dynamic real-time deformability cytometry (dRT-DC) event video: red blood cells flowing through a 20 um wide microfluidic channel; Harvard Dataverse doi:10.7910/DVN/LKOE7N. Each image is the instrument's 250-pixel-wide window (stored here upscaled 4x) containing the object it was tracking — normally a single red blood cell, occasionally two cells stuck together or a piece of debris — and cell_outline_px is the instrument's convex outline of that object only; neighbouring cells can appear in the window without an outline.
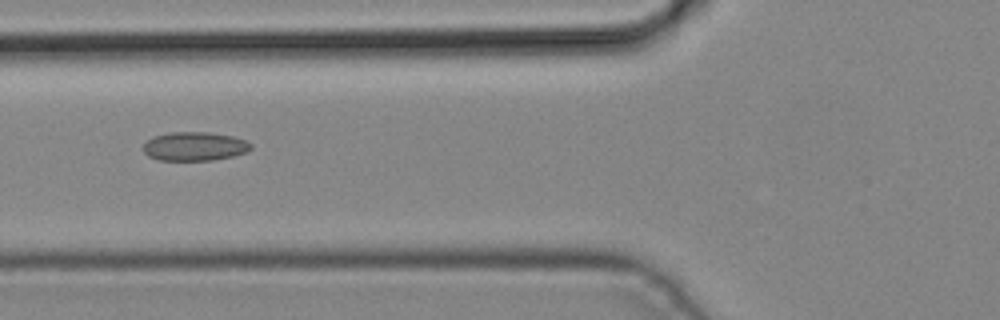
{"species": "common noctule bat (a hibernating species)", "species_latin": "Nyctalus noctula", "temperature_condition": "cold", "stored_images_in_passage": 4, "camera_frame_rate_fps": 3000, "um_per_image_px": 0.085, "animal": {"sex": "male", "body_mass_g": 19.2, "forearm_length_mm": 51.8}, "frame": {"image": 1, "passage_image": 3, "time_ms": 0.667, "image_size_px": [1000, 320], "cell_outline_px": [[252, 148], [244, 152], [232, 156], [212, 160], [160, 160], [148, 156], [144, 152], [144, 144], [152, 136], [168, 132], [208, 132], [232, 136], [244, 140], [252, 144]], "centroid_in_image_um": [16.51, 12.43], "position_along_channel_um": 109.3, "area_um2": 17.98}}
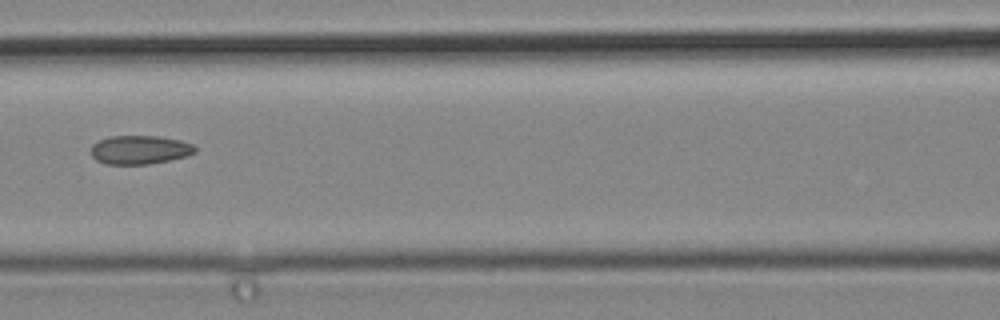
{"frame": {"image": 2, "passage_image": 4, "time_ms": 1.0, "image_size_px": [1000, 320], "cell_outline_px": [[196, 152], [188, 156], [148, 164], [104, 164], [96, 160], [92, 156], [92, 144], [108, 136], [156, 136], [180, 140], [192, 144], [196, 148]], "centroid_in_image_um": [11.88, 12.73], "position_along_channel_um": 154.7, "area_um2": 17.4}}